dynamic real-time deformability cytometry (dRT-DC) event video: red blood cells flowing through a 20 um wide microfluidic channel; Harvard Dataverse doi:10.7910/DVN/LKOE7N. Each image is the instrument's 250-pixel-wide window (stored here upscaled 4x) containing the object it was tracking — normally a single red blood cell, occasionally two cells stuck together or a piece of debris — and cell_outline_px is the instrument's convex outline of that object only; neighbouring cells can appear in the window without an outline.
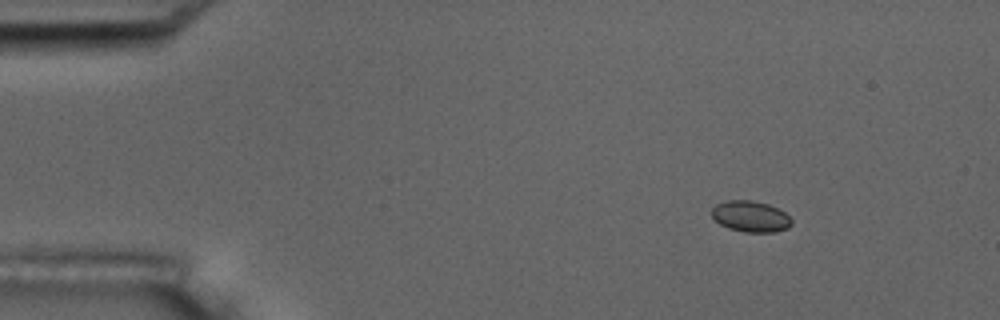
{"species": "common noctule bat (a hibernating species)", "species_latin": "Nyctalus noctula", "temperature_condition": "room temperature", "stored_images_in_passage": 5, "camera_frame_rate_fps": 3000, "um_per_image_px": 0.085, "animal": {"sex": "male", "body_mass_g": 17.5, "forearm_length_mm": 52.3}, "frame": {"image": 1, "passage_image": 3, "time_ms": 2.333, "image_size_px": [1000, 320], "cell_outline_px": [[792, 224], [788, 228], [776, 232], [744, 232], [728, 228], [720, 224], [712, 216], [712, 208], [716, 204], [728, 200], [752, 200], [768, 204], [784, 212], [792, 220]], "centroid_in_image_um": [63.8, 18.4], "position_along_channel_um": 21.2, "area_um2": 14.45}}